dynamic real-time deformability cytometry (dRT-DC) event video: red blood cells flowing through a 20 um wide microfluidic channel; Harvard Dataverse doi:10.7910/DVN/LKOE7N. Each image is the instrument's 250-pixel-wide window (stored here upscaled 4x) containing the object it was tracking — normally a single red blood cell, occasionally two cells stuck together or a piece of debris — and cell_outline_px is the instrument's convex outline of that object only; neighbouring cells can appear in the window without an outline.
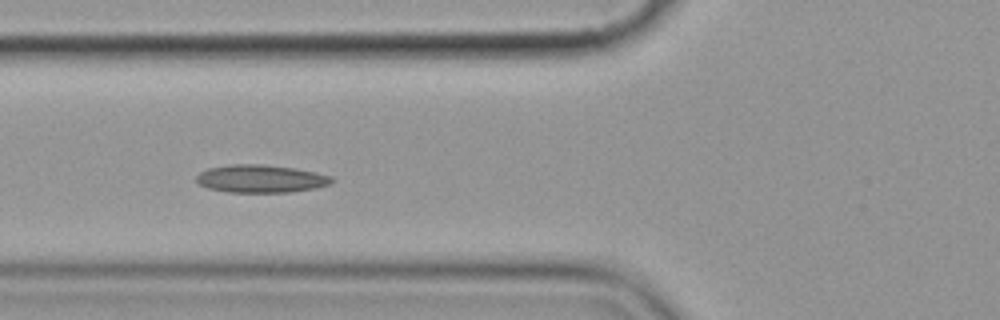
{"species": "common noctule bat (a hibernating species)", "species_latin": "Nyctalus noctula", "temperature_condition": "cold", "stored_images_in_passage": 9, "camera_frame_rate_fps": 3000, "um_per_image_px": 0.085, "animal": {"sex": "female", "body_mass_g": 19.9}, "frame": {"image": 1, "passage_image": 6, "time_ms": 6.0, "image_size_px": [1000, 320], "cell_outline_px": [[336, 180], [328, 184], [316, 188], [288, 192], [228, 192], [208, 188], [200, 184], [196, 180], [196, 176], [200, 172], [208, 168], [228, 164], [260, 164], [296, 168], [316, 172], [332, 176]], "centroid_in_image_um": [22.18, 15.18], "position_along_channel_um": 103.6, "area_um2": 22.02}}
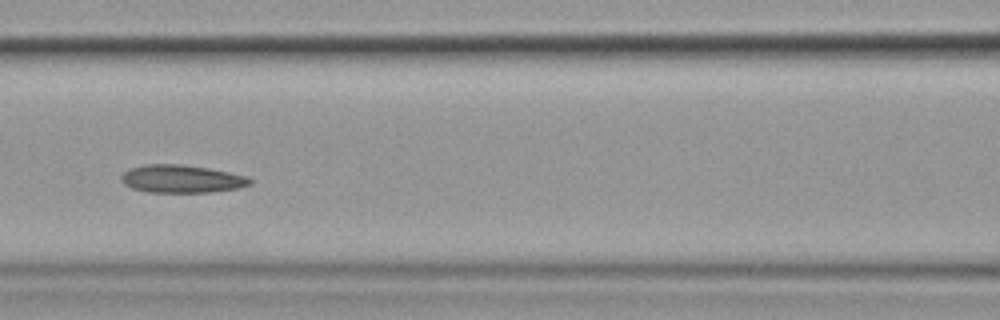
{"frame": {"image": 2, "passage_image": 7, "time_ms": 7.333, "image_size_px": [1000, 320], "cell_outline_px": [[252, 184], [236, 188], [208, 192], [148, 192], [132, 188], [124, 184], [120, 180], [120, 176], [124, 172], [132, 168], [144, 164], [180, 164], [208, 168], [248, 176], [252, 180]], "centroid_in_image_um": [15.42, 15.2], "position_along_channel_um": 151.2, "area_um2": 20.81}}
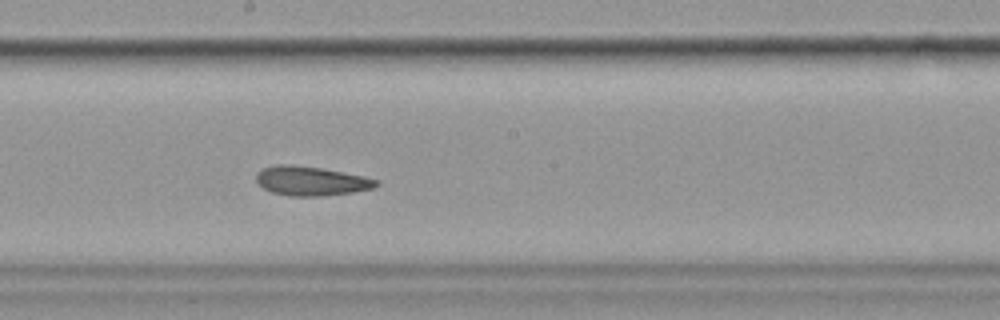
{"frame": {"image": 3, "passage_image": 9, "time_ms": 9.333, "image_size_px": [1000, 320], "cell_outline_px": [[380, 184], [376, 188], [352, 192], [320, 196], [288, 196], [272, 192], [264, 188], [256, 180], [256, 172], [264, 168], [276, 164], [288, 164], [320, 168], [364, 176], [380, 180]], "centroid_in_image_um": [26.47, 15.38], "position_along_channel_um": 221.7, "area_um2": 20.46}}